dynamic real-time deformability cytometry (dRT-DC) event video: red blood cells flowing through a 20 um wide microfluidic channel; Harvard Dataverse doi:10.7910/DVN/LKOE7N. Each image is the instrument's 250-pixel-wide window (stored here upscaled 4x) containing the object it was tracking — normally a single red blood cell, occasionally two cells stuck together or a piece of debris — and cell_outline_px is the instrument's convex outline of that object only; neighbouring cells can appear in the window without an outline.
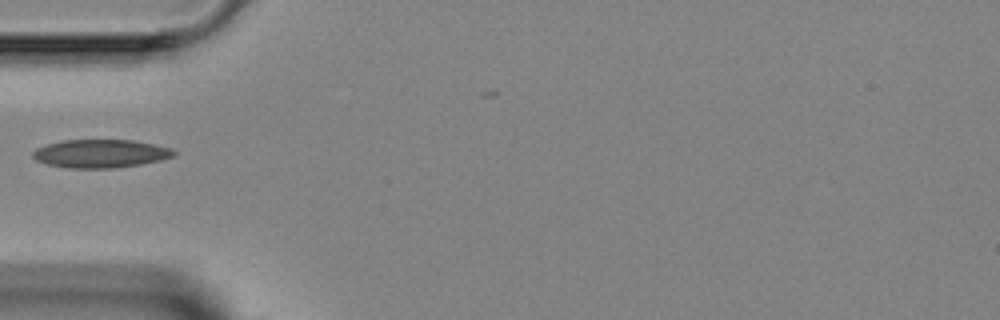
{"species": "Egyptian fruit bat (a non-hibernating species)", "species_latin": "Rousettus aegyptiacus", "temperature_condition": "room temperature", "stored_images_in_passage": 2, "camera_frame_rate_fps": 3000, "um_per_image_px": 0.085, "animal": {"sex": "female"}, "frame": {"image": 1, "passage_image": 1, "time_ms": 0.0, "image_size_px": [1000, 320], "cell_outline_px": [[176, 156], [160, 160], [140, 164], [112, 168], [68, 168], [48, 164], [36, 160], [32, 156], [32, 152], [36, 148], [44, 144], [64, 140], [132, 140], [172, 148], [176, 152]], "centroid_in_image_um": [8.53, 13.05], "position_along_channel_um": 76.5, "area_um2": 23.24}}
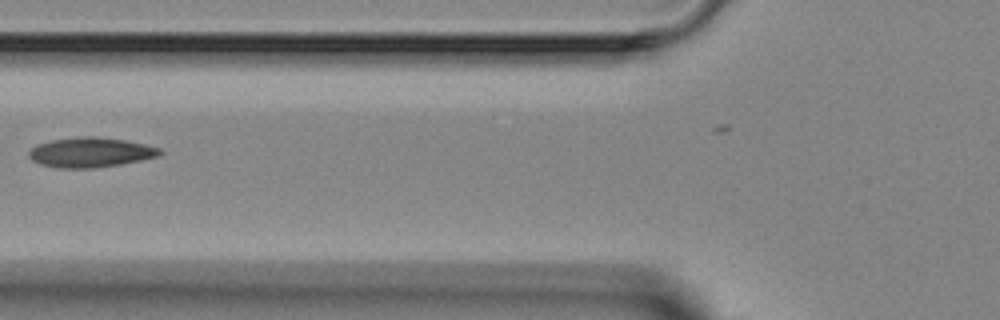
{"frame": {"image": 2, "passage_image": 2, "time_ms": 1.0, "image_size_px": [1000, 320], "cell_outline_px": [[164, 152], [160, 156], [120, 164], [92, 168], [60, 168], [40, 164], [32, 160], [28, 156], [28, 152], [36, 144], [52, 140], [80, 136], [96, 136], [124, 140], [144, 144], [160, 148]], "centroid_in_image_um": [7.69, 12.94], "position_along_channel_um": 118.1, "area_um2": 22.77}}